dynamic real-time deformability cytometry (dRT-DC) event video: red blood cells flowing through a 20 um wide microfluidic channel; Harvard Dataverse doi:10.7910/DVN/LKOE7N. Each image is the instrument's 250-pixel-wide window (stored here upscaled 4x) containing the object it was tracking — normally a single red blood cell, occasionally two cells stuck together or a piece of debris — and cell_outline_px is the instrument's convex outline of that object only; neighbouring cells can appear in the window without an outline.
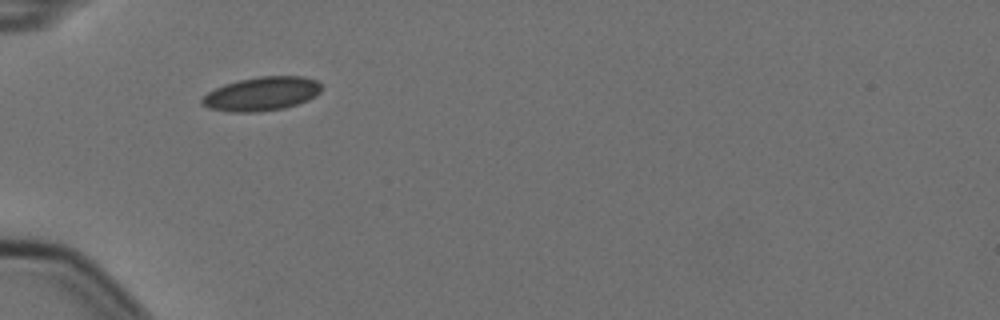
{"species": "Egyptian fruit bat (a non-hibernating species)", "species_latin": "Rousettus aegyptiacus", "temperature_condition": "cold", "stored_images_in_passage": 3, "camera_frame_rate_fps": 3000, "um_per_image_px": 0.085, "animal": {"sex": "female"}, "frame": {"image": 1, "passage_image": 1, "time_ms": 0.0, "image_size_px": [1000, 320], "cell_outline_px": [[324, 88], [316, 96], [308, 100], [284, 108], [260, 112], [228, 112], [208, 108], [200, 104], [200, 100], [208, 92], [224, 84], [240, 80], [260, 76], [304, 76], [316, 80]], "centroid_in_image_um": [22.25, 7.98], "position_along_channel_um": 62.8, "area_um2": 23.76}}
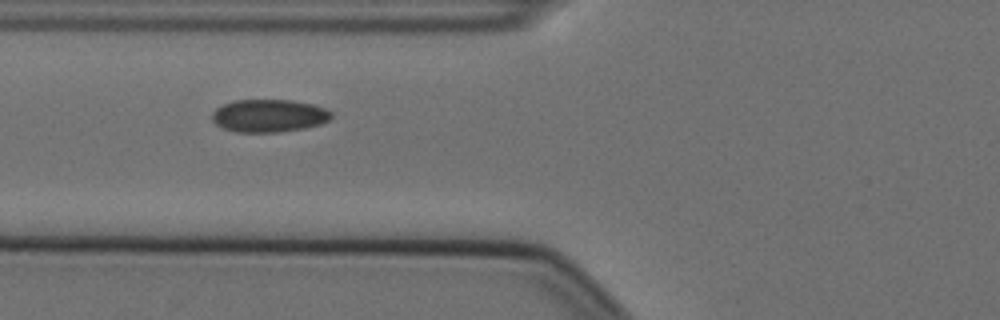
{"frame": {"image": 2, "passage_image": 2, "time_ms": 0.333, "image_size_px": [1000, 320], "cell_outline_px": [[332, 116], [328, 120], [320, 124], [304, 128], [280, 132], [236, 132], [224, 128], [216, 124], [212, 120], [212, 112], [216, 108], [224, 104], [236, 100], [292, 100], [312, 104], [324, 108], [332, 112]], "centroid_in_image_um": [22.85, 9.83], "position_along_channel_um": 102.9, "area_um2": 22.72}}
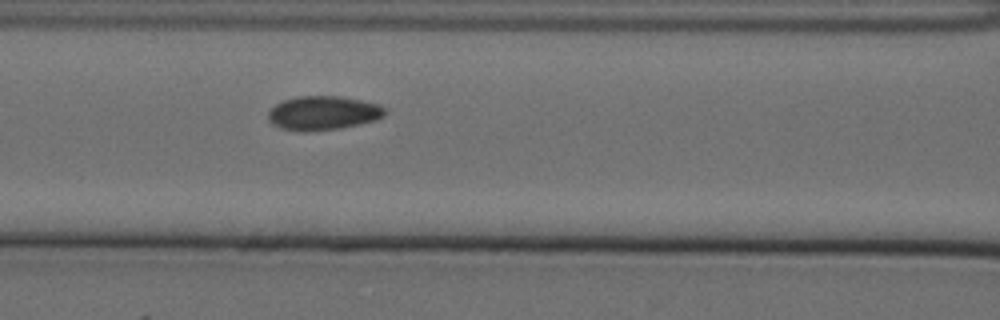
{"frame": {"image": 3, "passage_image": 3, "time_ms": 0.667, "image_size_px": [1000, 320], "cell_outline_px": [[388, 112], [384, 116], [376, 120], [360, 124], [340, 128], [308, 132], [296, 132], [280, 128], [272, 124], [268, 120], [268, 112], [276, 104], [284, 100], [296, 96], [340, 96], [380, 104], [388, 108]], "centroid_in_image_um": [27.49, 9.62], "position_along_channel_um": 139.1, "area_um2": 23.58}}